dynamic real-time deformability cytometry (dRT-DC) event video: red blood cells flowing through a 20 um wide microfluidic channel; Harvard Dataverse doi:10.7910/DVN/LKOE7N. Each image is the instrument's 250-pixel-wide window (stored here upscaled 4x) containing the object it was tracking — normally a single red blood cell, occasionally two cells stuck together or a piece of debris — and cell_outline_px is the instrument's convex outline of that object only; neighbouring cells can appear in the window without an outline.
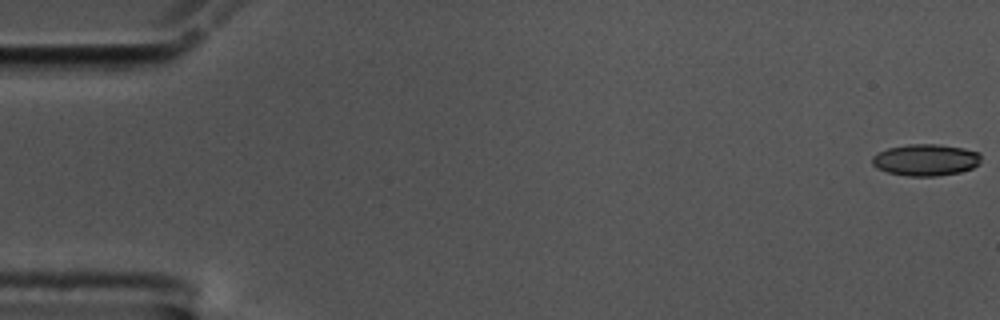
{"species": "common noctule bat (a hibernating species)", "species_latin": "Nyctalus noctula", "temperature_condition": "cold", "stored_images_in_passage": 57, "camera_frame_rate_fps": 3000, "um_per_image_px": 0.085, "animal": {"sex": "male", "body_mass_g": 17.5, "forearm_length_mm": 52.3}, "frame": {"image": 1, "passage_image": 1, "time_ms": 0.0, "image_size_px": [1000, 320], "cell_outline_px": [[980, 164], [972, 168], [960, 172], [936, 176], [908, 176], [888, 172], [876, 168], [872, 164], [872, 156], [888, 148], [908, 144], [940, 144], [964, 148], [980, 152]], "centroid_in_image_um": [78.7, 13.59], "position_along_channel_um": 6.3, "area_um2": 20.17}}
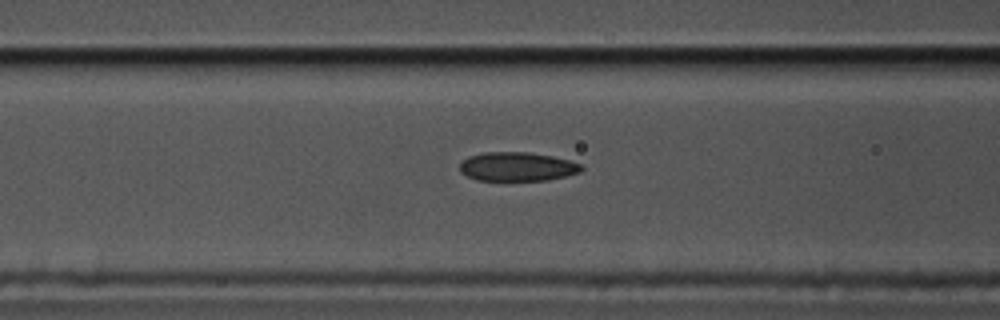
{"frame": {"image": 2, "passage_image": 23, "time_ms": 7.333, "image_size_px": [1000, 320], "cell_outline_px": [[584, 168], [580, 172], [548, 180], [476, 180], [460, 172], [460, 164], [468, 156], [484, 152], [528, 152], [552, 156], [568, 160], [580, 164]], "centroid_in_image_um": [43.95, 14.16], "position_along_channel_um": 122.7, "area_um2": 20.4}}
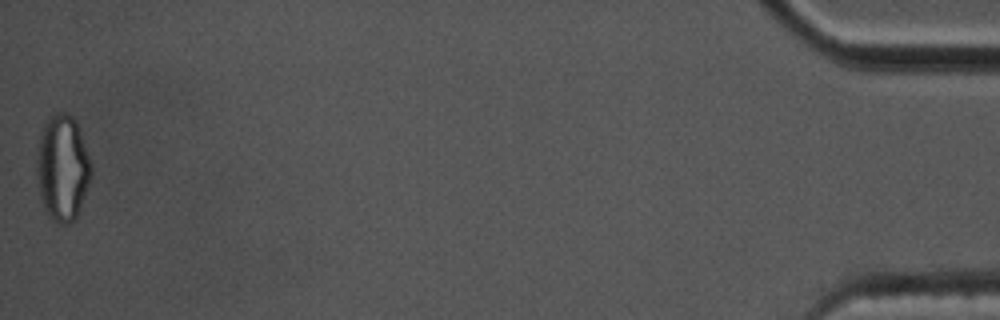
{"frame": {"image": 3, "passage_image": 57, "time_ms": 18.667, "image_size_px": [1000, 320], "cell_outline_px": [[92, 176], [76, 216], [68, 224], [60, 224], [48, 216], [40, 200], [36, 176], [36, 160], [40, 136], [44, 124], [48, 116], [56, 112], [68, 112], [76, 120], [92, 164]], "centroid_in_image_um": [5.3, 14.24], "position_along_channel_um": 429.9, "area_um2": 33.93}, "authors_computed_cell_mechanics": {"area_um2": 21.0392, "velocity_mm_per_s": 3.5682, "shape_relaxation_time_tau1_ms": 10.7571, "shape_relaxation_time_tau2_ms": 3.0249, "deformation_change_tau1": 0.2034, "deformation_change_tau2": 0.1013}}